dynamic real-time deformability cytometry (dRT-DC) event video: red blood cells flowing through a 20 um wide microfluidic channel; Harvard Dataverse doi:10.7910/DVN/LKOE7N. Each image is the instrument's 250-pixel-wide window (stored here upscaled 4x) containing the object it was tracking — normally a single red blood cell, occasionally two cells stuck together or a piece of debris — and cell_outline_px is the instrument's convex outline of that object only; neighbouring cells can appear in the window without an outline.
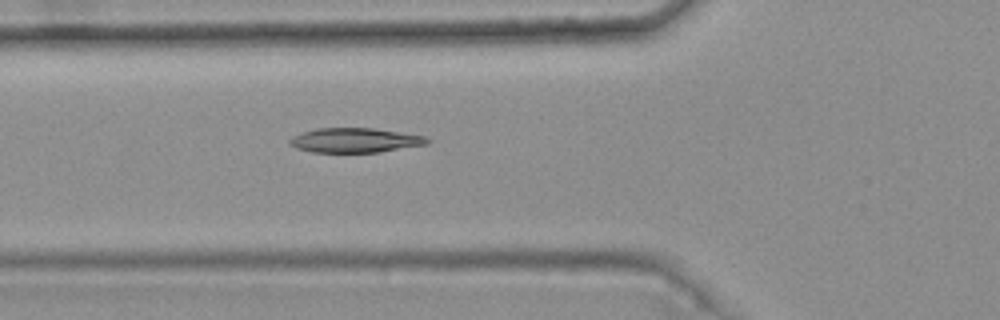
{"species": "common noctule bat (a hibernating species)", "species_latin": "Nyctalus noctula", "temperature_condition": "warm", "stored_images_in_passage": 2, "camera_frame_rate_fps": 3000, "um_per_image_px": 0.085, "animal": {"sex": "female", "body_mass_g": 25.1}, "frame": {"image": 1, "passage_image": 2, "time_ms": 0.333, "image_size_px": [1000, 320], "cell_outline_px": [[432, 140], [428, 144], [380, 152], [312, 152], [296, 148], [288, 144], [288, 140], [292, 136], [316, 128], [372, 128], [424, 136]], "centroid_in_image_um": [30.16, 11.93], "position_along_channel_um": 95.6, "area_um2": 19.65}}